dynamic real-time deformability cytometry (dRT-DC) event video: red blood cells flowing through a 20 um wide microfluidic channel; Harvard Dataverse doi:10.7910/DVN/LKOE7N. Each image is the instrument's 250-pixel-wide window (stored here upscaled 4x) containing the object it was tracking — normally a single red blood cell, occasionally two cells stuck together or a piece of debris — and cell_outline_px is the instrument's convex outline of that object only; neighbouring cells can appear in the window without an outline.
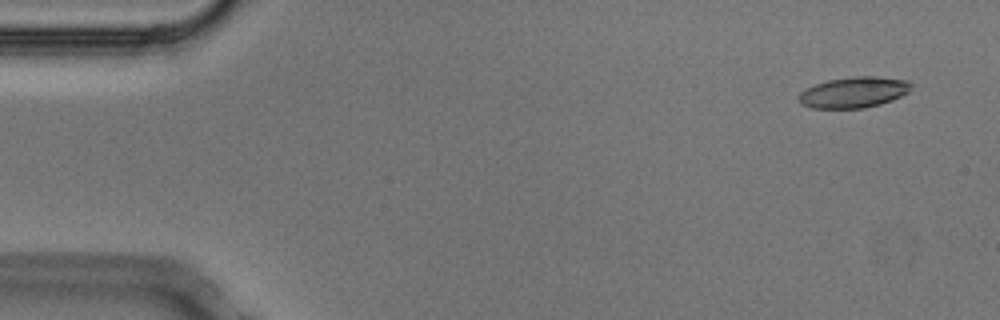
{"species": "Egyptian fruit bat (a non-hibernating species)", "species_latin": "Rousettus aegyptiacus", "temperature_condition": "cold", "stored_images_in_passage": 5, "camera_frame_rate_fps": 3000, "um_per_image_px": 0.085, "animal": {"sex": "male"}, "frame": {"image": 1, "passage_image": 1, "time_ms": 0.0, "image_size_px": [1000, 320], "cell_outline_px": [[912, 84], [908, 92], [892, 100], [880, 104], [864, 108], [812, 108], [800, 104], [796, 96], [800, 92], [816, 84], [828, 80], [852, 76], [876, 76], [908, 80]], "centroid_in_image_um": [72.55, 7.84], "position_along_channel_um": 12.5, "area_um2": 20.29}}
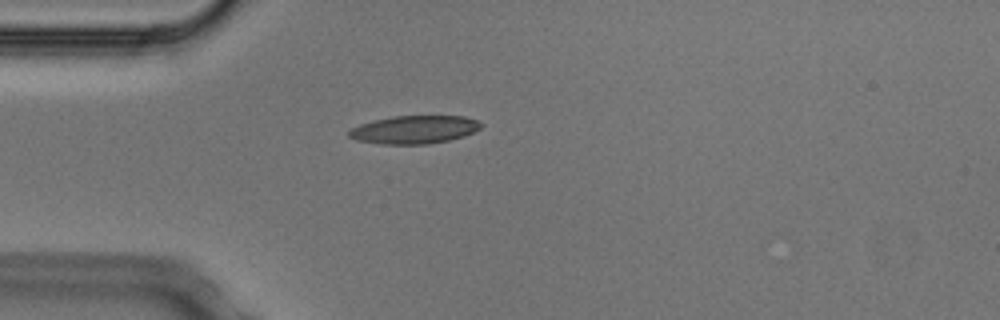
{"frame": {"image": 2, "passage_image": 4, "time_ms": 1.0, "image_size_px": [1000, 320], "cell_outline_px": [[484, 124], [480, 128], [464, 136], [448, 140], [428, 144], [384, 144], [356, 140], [348, 136], [348, 132], [352, 128], [360, 124], [372, 120], [392, 116], [464, 116], [476, 120]], "centroid_in_image_um": [35.2, 11.01], "position_along_channel_um": 49.8, "area_um2": 21.56}}